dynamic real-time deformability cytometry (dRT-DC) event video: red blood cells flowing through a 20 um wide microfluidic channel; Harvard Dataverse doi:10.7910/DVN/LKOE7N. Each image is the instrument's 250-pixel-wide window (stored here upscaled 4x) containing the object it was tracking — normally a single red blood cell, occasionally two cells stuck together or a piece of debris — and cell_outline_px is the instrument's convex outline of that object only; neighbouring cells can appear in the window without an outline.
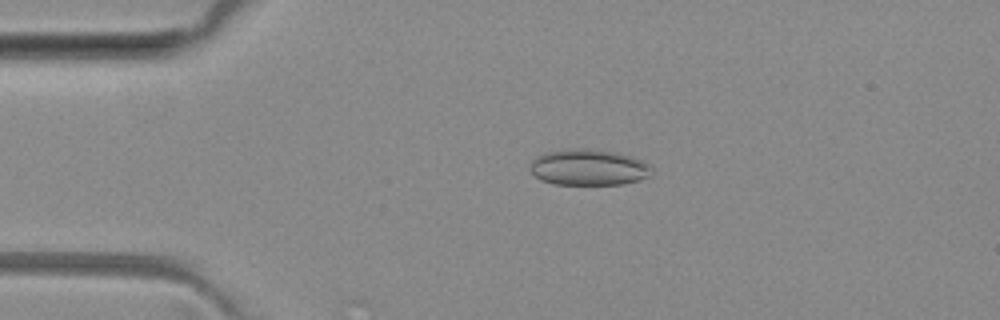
{"species": "common noctule bat (a hibernating species)", "species_latin": "Nyctalus noctula", "temperature_condition": "room temperature", "stored_images_in_passage": 5, "camera_frame_rate_fps": 3000, "um_per_image_px": 0.085, "animal": {"sex": "female", "body_mass_g": 29.2, "forearm_length_mm": 56.3}, "frame": {"image": 1, "passage_image": 4, "time_ms": 3.333, "image_size_px": [1000, 320], "cell_outline_px": [[652, 168], [648, 176], [640, 180], [624, 184], [556, 184], [540, 180], [528, 168], [528, 164], [536, 156], [544, 152], [576, 148], [584, 148], [616, 152], [636, 156], [648, 164]], "centroid_in_image_um": [50.01, 14.21], "position_along_channel_um": 35.0, "area_um2": 25.84}}